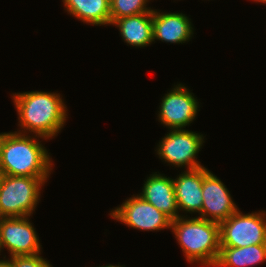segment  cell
Wrapping results in <instances>:
<instances>
[{
    "mask_svg": "<svg viewBox=\"0 0 266 267\" xmlns=\"http://www.w3.org/2000/svg\"><path fill=\"white\" fill-rule=\"evenodd\" d=\"M38 138V139H37ZM17 131L8 132L2 142L0 171L11 176L49 177L53 160L39 139Z\"/></svg>",
    "mask_w": 266,
    "mask_h": 267,
    "instance_id": "cell-2",
    "label": "cell"
},
{
    "mask_svg": "<svg viewBox=\"0 0 266 267\" xmlns=\"http://www.w3.org/2000/svg\"><path fill=\"white\" fill-rule=\"evenodd\" d=\"M6 134H7L6 132L5 133H3V132L0 133V152H1L2 142H3Z\"/></svg>",
    "mask_w": 266,
    "mask_h": 267,
    "instance_id": "cell-20",
    "label": "cell"
},
{
    "mask_svg": "<svg viewBox=\"0 0 266 267\" xmlns=\"http://www.w3.org/2000/svg\"><path fill=\"white\" fill-rule=\"evenodd\" d=\"M99 267H125V265L124 266L123 265L121 266V265L118 264V266H117V265L108 264L106 266H99Z\"/></svg>",
    "mask_w": 266,
    "mask_h": 267,
    "instance_id": "cell-21",
    "label": "cell"
},
{
    "mask_svg": "<svg viewBox=\"0 0 266 267\" xmlns=\"http://www.w3.org/2000/svg\"><path fill=\"white\" fill-rule=\"evenodd\" d=\"M124 42L130 46L146 47L153 42L152 12L140 13L114 20Z\"/></svg>",
    "mask_w": 266,
    "mask_h": 267,
    "instance_id": "cell-14",
    "label": "cell"
},
{
    "mask_svg": "<svg viewBox=\"0 0 266 267\" xmlns=\"http://www.w3.org/2000/svg\"><path fill=\"white\" fill-rule=\"evenodd\" d=\"M198 108L194 94L179 83L162 97L157 119L169 130L184 129L195 120Z\"/></svg>",
    "mask_w": 266,
    "mask_h": 267,
    "instance_id": "cell-8",
    "label": "cell"
},
{
    "mask_svg": "<svg viewBox=\"0 0 266 267\" xmlns=\"http://www.w3.org/2000/svg\"><path fill=\"white\" fill-rule=\"evenodd\" d=\"M48 177L11 176L0 178V216H31L40 200V191Z\"/></svg>",
    "mask_w": 266,
    "mask_h": 267,
    "instance_id": "cell-4",
    "label": "cell"
},
{
    "mask_svg": "<svg viewBox=\"0 0 266 267\" xmlns=\"http://www.w3.org/2000/svg\"><path fill=\"white\" fill-rule=\"evenodd\" d=\"M29 217L0 219V253L4 248L9 251L10 257L41 253L42 245Z\"/></svg>",
    "mask_w": 266,
    "mask_h": 267,
    "instance_id": "cell-9",
    "label": "cell"
},
{
    "mask_svg": "<svg viewBox=\"0 0 266 267\" xmlns=\"http://www.w3.org/2000/svg\"><path fill=\"white\" fill-rule=\"evenodd\" d=\"M254 2H259V3H262V4H266V0H253Z\"/></svg>",
    "mask_w": 266,
    "mask_h": 267,
    "instance_id": "cell-22",
    "label": "cell"
},
{
    "mask_svg": "<svg viewBox=\"0 0 266 267\" xmlns=\"http://www.w3.org/2000/svg\"><path fill=\"white\" fill-rule=\"evenodd\" d=\"M109 215L128 227L143 231L169 229L172 223V220L167 215L138 194L125 200L121 206L113 209Z\"/></svg>",
    "mask_w": 266,
    "mask_h": 267,
    "instance_id": "cell-7",
    "label": "cell"
},
{
    "mask_svg": "<svg viewBox=\"0 0 266 267\" xmlns=\"http://www.w3.org/2000/svg\"><path fill=\"white\" fill-rule=\"evenodd\" d=\"M12 98L19 116V133L50 140L64 128L68 113L59 93L27 91L14 93Z\"/></svg>",
    "mask_w": 266,
    "mask_h": 267,
    "instance_id": "cell-1",
    "label": "cell"
},
{
    "mask_svg": "<svg viewBox=\"0 0 266 267\" xmlns=\"http://www.w3.org/2000/svg\"><path fill=\"white\" fill-rule=\"evenodd\" d=\"M202 195V210L198 216L200 218L220 224L239 209L226 185L205 167Z\"/></svg>",
    "mask_w": 266,
    "mask_h": 267,
    "instance_id": "cell-10",
    "label": "cell"
},
{
    "mask_svg": "<svg viewBox=\"0 0 266 267\" xmlns=\"http://www.w3.org/2000/svg\"><path fill=\"white\" fill-rule=\"evenodd\" d=\"M156 147L159 158L173 167H187V170L202 166L197 161V154L202 148L203 134L186 129H170Z\"/></svg>",
    "mask_w": 266,
    "mask_h": 267,
    "instance_id": "cell-6",
    "label": "cell"
},
{
    "mask_svg": "<svg viewBox=\"0 0 266 267\" xmlns=\"http://www.w3.org/2000/svg\"><path fill=\"white\" fill-rule=\"evenodd\" d=\"M160 12L155 9L152 11L153 42L161 40L170 44H182L192 38L194 28L188 16L183 13Z\"/></svg>",
    "mask_w": 266,
    "mask_h": 267,
    "instance_id": "cell-12",
    "label": "cell"
},
{
    "mask_svg": "<svg viewBox=\"0 0 266 267\" xmlns=\"http://www.w3.org/2000/svg\"><path fill=\"white\" fill-rule=\"evenodd\" d=\"M148 2L149 0H110L111 23L123 17L152 12L153 9L146 7Z\"/></svg>",
    "mask_w": 266,
    "mask_h": 267,
    "instance_id": "cell-17",
    "label": "cell"
},
{
    "mask_svg": "<svg viewBox=\"0 0 266 267\" xmlns=\"http://www.w3.org/2000/svg\"><path fill=\"white\" fill-rule=\"evenodd\" d=\"M266 245V211L242 213L239 209L220 223V247Z\"/></svg>",
    "mask_w": 266,
    "mask_h": 267,
    "instance_id": "cell-5",
    "label": "cell"
},
{
    "mask_svg": "<svg viewBox=\"0 0 266 267\" xmlns=\"http://www.w3.org/2000/svg\"><path fill=\"white\" fill-rule=\"evenodd\" d=\"M148 203L167 215L172 221L180 217L173 179L158 172L147 177L139 194Z\"/></svg>",
    "mask_w": 266,
    "mask_h": 267,
    "instance_id": "cell-11",
    "label": "cell"
},
{
    "mask_svg": "<svg viewBox=\"0 0 266 267\" xmlns=\"http://www.w3.org/2000/svg\"><path fill=\"white\" fill-rule=\"evenodd\" d=\"M41 253L36 255L13 256L11 261L13 267H53L49 261L40 256Z\"/></svg>",
    "mask_w": 266,
    "mask_h": 267,
    "instance_id": "cell-18",
    "label": "cell"
},
{
    "mask_svg": "<svg viewBox=\"0 0 266 267\" xmlns=\"http://www.w3.org/2000/svg\"><path fill=\"white\" fill-rule=\"evenodd\" d=\"M265 261L266 245L220 247L218 259L213 267H249Z\"/></svg>",
    "mask_w": 266,
    "mask_h": 267,
    "instance_id": "cell-16",
    "label": "cell"
},
{
    "mask_svg": "<svg viewBox=\"0 0 266 267\" xmlns=\"http://www.w3.org/2000/svg\"><path fill=\"white\" fill-rule=\"evenodd\" d=\"M0 267H13L11 257H10V259L8 258L7 260L1 259L0 260Z\"/></svg>",
    "mask_w": 266,
    "mask_h": 267,
    "instance_id": "cell-19",
    "label": "cell"
},
{
    "mask_svg": "<svg viewBox=\"0 0 266 267\" xmlns=\"http://www.w3.org/2000/svg\"><path fill=\"white\" fill-rule=\"evenodd\" d=\"M68 14L91 25H111L110 0H62Z\"/></svg>",
    "mask_w": 266,
    "mask_h": 267,
    "instance_id": "cell-15",
    "label": "cell"
},
{
    "mask_svg": "<svg viewBox=\"0 0 266 267\" xmlns=\"http://www.w3.org/2000/svg\"><path fill=\"white\" fill-rule=\"evenodd\" d=\"M187 216L182 215L172 221L170 229L174 237L189 263L213 267L220 251V224Z\"/></svg>",
    "mask_w": 266,
    "mask_h": 267,
    "instance_id": "cell-3",
    "label": "cell"
},
{
    "mask_svg": "<svg viewBox=\"0 0 266 267\" xmlns=\"http://www.w3.org/2000/svg\"><path fill=\"white\" fill-rule=\"evenodd\" d=\"M178 176L173 179L178 209L190 214L195 212L200 214L203 204L204 167L186 169Z\"/></svg>",
    "mask_w": 266,
    "mask_h": 267,
    "instance_id": "cell-13",
    "label": "cell"
}]
</instances>
